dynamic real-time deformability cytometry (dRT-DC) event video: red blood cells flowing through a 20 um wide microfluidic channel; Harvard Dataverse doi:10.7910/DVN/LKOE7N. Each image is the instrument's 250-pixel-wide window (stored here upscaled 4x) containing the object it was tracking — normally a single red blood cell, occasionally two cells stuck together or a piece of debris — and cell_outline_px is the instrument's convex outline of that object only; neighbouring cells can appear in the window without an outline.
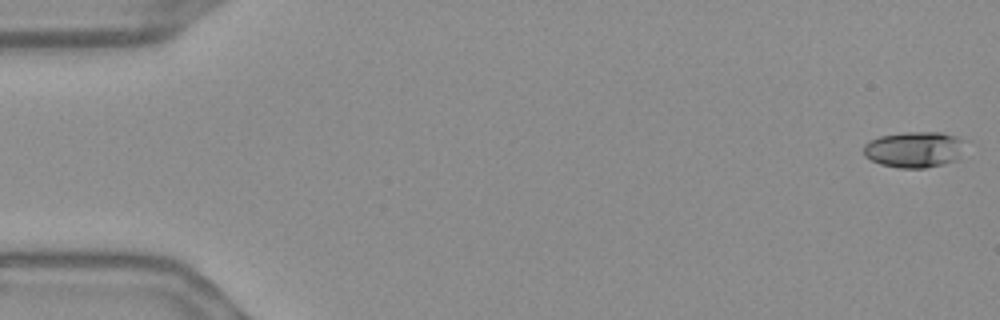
{"species": "Egyptian fruit bat (a non-hibernating species)", "species_latin": "Rousettus aegyptiacus", "temperature_condition": "warm", "stored_images_in_passage": 55, "camera_frame_rate_fps": 3000, "um_per_image_px": 0.085, "frame": {"image": 1, "passage_image": 1, "time_ms": 0.0, "image_size_px": [1000, 320], "cell_outline_px": [[960, 140], [956, 160], [944, 164], [924, 168], [900, 168], [880, 164], [864, 156], [864, 144], [868, 140], [880, 136], [904, 132], [940, 132], [956, 136]], "centroid_in_image_um": [77.6, 12.71], "position_along_channel_um": 7.4, "area_um2": 20.87}}
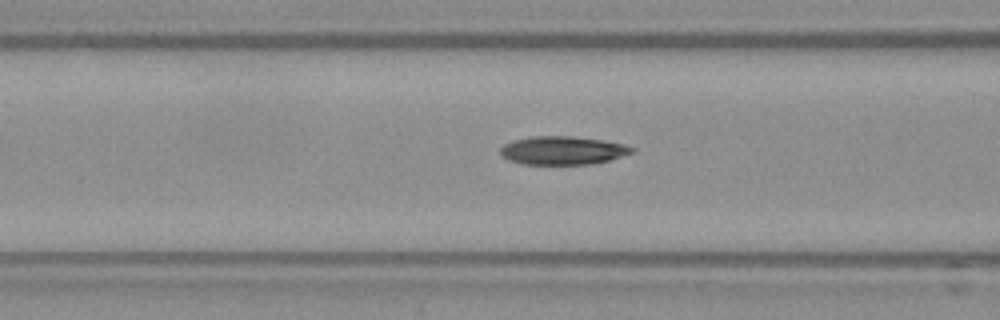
{"frame": {"image": 2, "passage_image": 22, "time_ms": 7.0, "image_size_px": [1000, 320], "cell_outline_px": [[636, 152], [608, 160], [592, 164], [520, 164], [508, 160], [500, 156], [500, 148], [504, 144], [512, 140], [532, 136], [572, 136], [600, 140], [624, 144], [636, 148]], "centroid_in_image_um": [47.8, 12.79], "position_along_channel_um": 118.8, "area_um2": 21.91}}
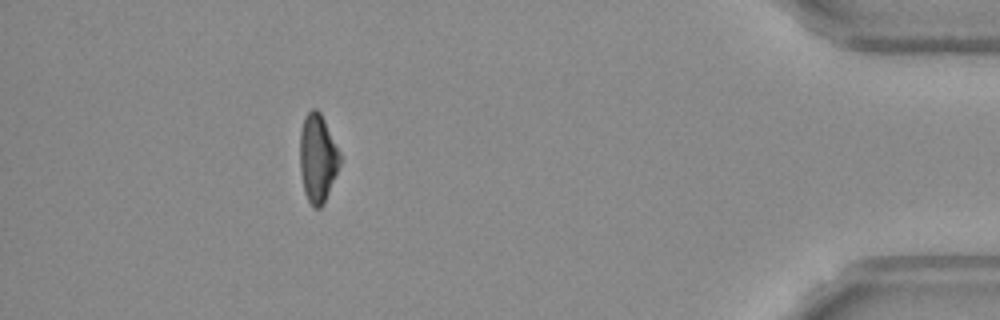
{"frame": {"image": 3, "passage_image": 50, "time_ms": 16.333, "image_size_px": [1000, 320], "cell_outline_px": [[340, 164], [324, 204], [320, 208], [312, 208], [304, 192], [300, 172], [300, 128], [304, 116], [312, 108], [316, 108], [320, 112], [340, 152]], "centroid_in_image_um": [26.98, 13.45], "position_along_channel_um": 408.2, "area_um2": 20.69}, "authors_computed_cell_mechanics": {"area_um2": 21.5594, "velocity_mm_per_s": 3.6819, "shape_relaxation_time_tau1_ms": 6.718, "shape_relaxation_time_tau2_ms": 5.1118, "deformation_change_tau1": 0.1738, "deformation_change_tau2": 0.1331}}